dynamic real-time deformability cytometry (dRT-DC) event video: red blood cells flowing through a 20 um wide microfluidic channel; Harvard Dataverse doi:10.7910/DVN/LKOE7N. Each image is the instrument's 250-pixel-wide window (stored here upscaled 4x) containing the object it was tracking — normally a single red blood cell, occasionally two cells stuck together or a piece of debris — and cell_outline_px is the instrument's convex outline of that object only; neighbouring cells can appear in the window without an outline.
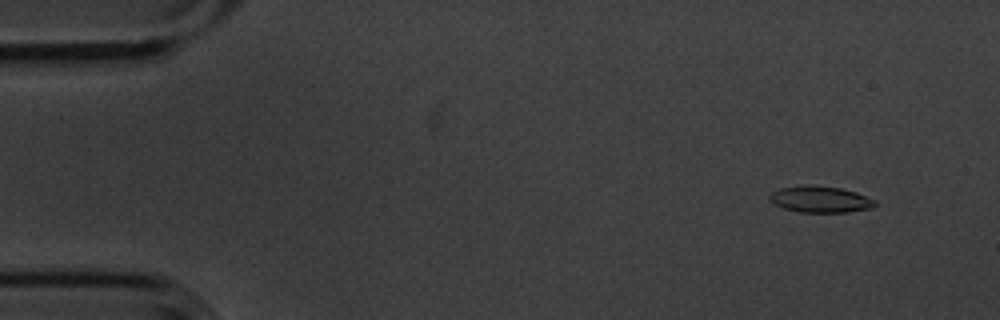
{"species": "common noctule bat (a hibernating species)", "species_latin": "Nyctalus noctula", "temperature_condition": "cold", "stored_images_in_passage": 5, "camera_frame_rate_fps": 3000, "um_per_image_px": 0.085, "animal": {"sex": "male", "body_mass_g": 20.1, "forearm_length_mm": 53.5}, "frame": {"image": 1, "passage_image": 2, "time_ms": 0.333, "image_size_px": [1000, 320], "cell_outline_px": [[876, 204], [872, 208], [848, 212], [800, 212], [784, 208], [768, 200], [768, 196], [772, 192], [780, 188], [840, 188], [856, 192], [876, 200]], "centroid_in_image_um": [69.77, 17.0], "position_along_channel_um": 15.2, "area_um2": 15.37}}
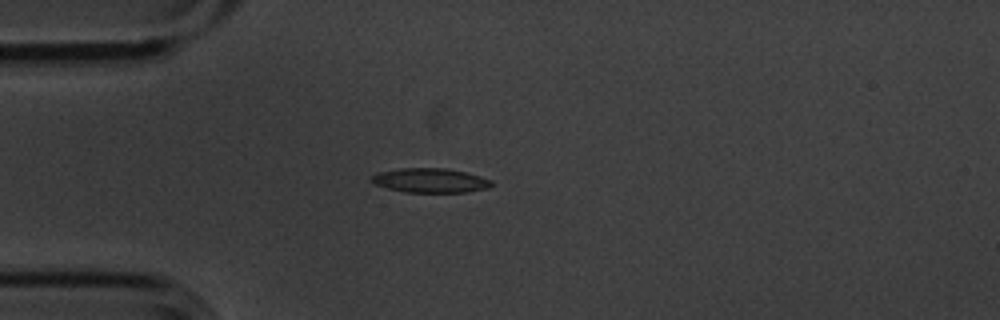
{"frame": {"image": 2, "passage_image": 5, "time_ms": 1.333, "image_size_px": [1000, 320], "cell_outline_px": [[492, 184], [488, 188], [468, 192], [404, 192], [388, 188], [376, 184], [368, 180], [372, 176], [380, 172], [400, 168], [444, 168], [464, 172], [480, 176], [492, 180]], "centroid_in_image_um": [36.57, 15.34], "position_along_channel_um": 48.4, "area_um2": 16.94}}